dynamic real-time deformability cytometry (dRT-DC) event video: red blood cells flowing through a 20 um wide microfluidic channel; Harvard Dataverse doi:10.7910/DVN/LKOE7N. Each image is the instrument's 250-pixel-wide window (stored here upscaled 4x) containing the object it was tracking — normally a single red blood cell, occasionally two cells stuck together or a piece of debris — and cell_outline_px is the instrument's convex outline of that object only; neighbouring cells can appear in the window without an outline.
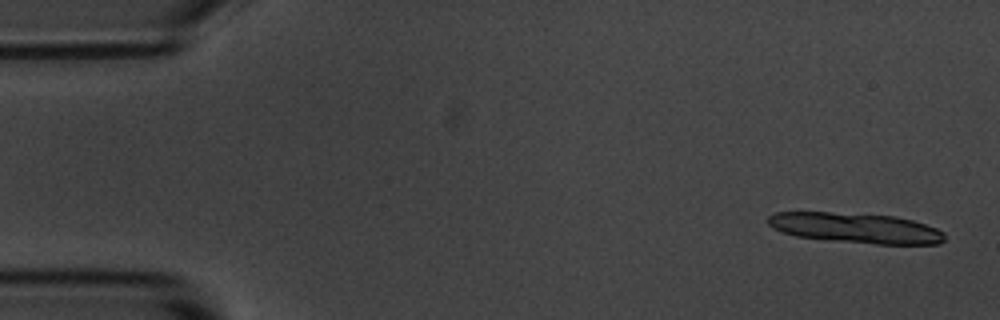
{"species": "common noctule bat (a hibernating species)", "species_latin": "Nyctalus noctula", "temperature_condition": "room temperature", "stored_images_in_passage": 4, "camera_frame_rate_fps": 3000, "um_per_image_px": 0.085, "animal": {"sex": "male", "body_mass_g": 20.1, "forearm_length_mm": 53.5}, "frame": {"image": 1, "passage_image": 1, "time_ms": 0.0, "image_size_px": [1000, 320], "cell_outline_px": [[944, 240], [940, 244], [876, 244], [832, 240], [796, 236], [784, 232], [768, 224], [768, 216], [776, 212], [832, 212], [896, 216], [912, 220], [936, 228], [944, 232]], "centroid_in_image_um": [72.77, 19.37], "position_along_channel_um": 12.2, "area_um2": 30.87}}